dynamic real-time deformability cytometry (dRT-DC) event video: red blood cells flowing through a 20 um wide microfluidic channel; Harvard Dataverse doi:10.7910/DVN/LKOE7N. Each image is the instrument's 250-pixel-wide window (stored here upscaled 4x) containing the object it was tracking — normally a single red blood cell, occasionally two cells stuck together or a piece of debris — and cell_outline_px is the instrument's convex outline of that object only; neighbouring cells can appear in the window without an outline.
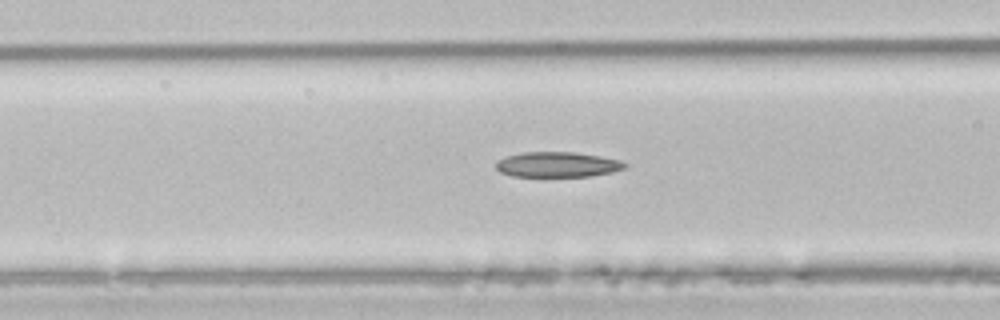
{"species": "common noctule bat (a hibernating species)", "species_latin": "Nyctalus noctula", "temperature_condition": "room temperature", "stored_images_in_passage": 28, "camera_frame_rate_fps": 3000, "um_per_image_px": 0.085, "animal": {"sex": "male", "body_mass_g": 21.5, "forearm_length_mm": 52.0}, "frame": {"image": 1, "passage_image": 8, "time_ms": 2.333, "image_size_px": [1000, 320], "cell_outline_px": [[628, 168], [612, 172], [592, 176], [512, 176], [500, 172], [496, 168], [496, 160], [504, 156], [524, 152], [572, 152], [600, 156], [620, 160], [628, 164]], "centroid_in_image_um": [47.39, 13.98], "position_along_channel_um": 119.2, "area_um2": 19.07}}
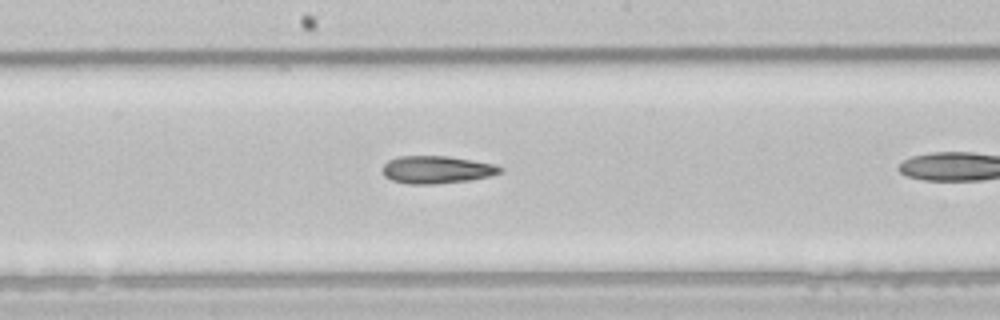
{"frame": {"image": 2, "passage_image": 15, "time_ms": 4.667, "image_size_px": [1000, 320], "cell_outline_px": [[504, 168], [500, 172], [488, 176], [468, 180], [436, 184], [408, 184], [392, 180], [384, 176], [380, 168], [388, 160], [400, 156], [448, 156], [496, 164]], "centroid_in_image_um": [37.08, 14.42], "position_along_channel_um": 211.1, "area_um2": 18.96}}
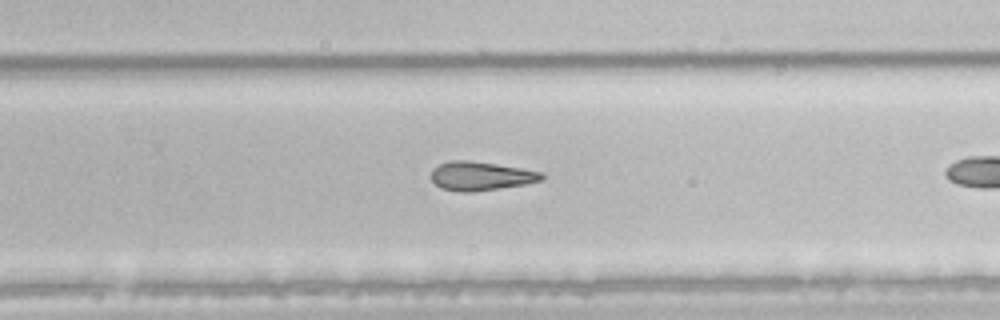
{"frame": {"image": 3, "passage_image": 21, "time_ms": 6.667, "image_size_px": [1000, 320], "cell_outline_px": [[544, 180], [524, 184], [472, 192], [460, 192], [440, 188], [432, 180], [432, 168], [440, 164], [452, 160], [468, 160], [496, 164], [544, 172]], "centroid_in_image_um": [40.87, 14.96], "position_along_channel_um": 288.9, "area_um2": 18.5}}